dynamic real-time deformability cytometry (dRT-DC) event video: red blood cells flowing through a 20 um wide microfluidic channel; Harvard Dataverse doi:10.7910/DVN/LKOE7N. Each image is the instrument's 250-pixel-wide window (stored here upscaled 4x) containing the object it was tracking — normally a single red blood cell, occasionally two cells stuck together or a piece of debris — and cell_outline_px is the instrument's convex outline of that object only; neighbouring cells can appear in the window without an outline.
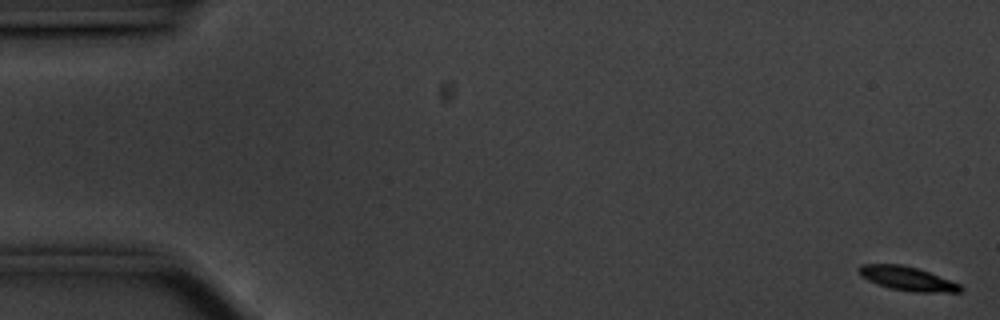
{"species": "common noctule bat (a hibernating species)", "species_latin": "Nyctalus noctula", "temperature_condition": "cold", "stored_images_in_passage": 57, "camera_frame_rate_fps": 3000, "um_per_image_px": 0.085, "animal": {"sex": "male", "body_mass_g": 20.1, "forearm_length_mm": 53.5}, "frame": {"image": 1, "passage_image": 1, "time_ms": 0.0, "image_size_px": [1000, 320], "cell_outline_px": [[964, 288], [960, 292], [912, 292], [892, 288], [868, 280], [860, 276], [856, 272], [856, 268], [860, 264], [900, 264], [916, 268], [928, 272], [960, 284]], "centroid_in_image_um": [77.08, 23.67], "position_along_channel_um": 7.9, "area_um2": 14.1}}
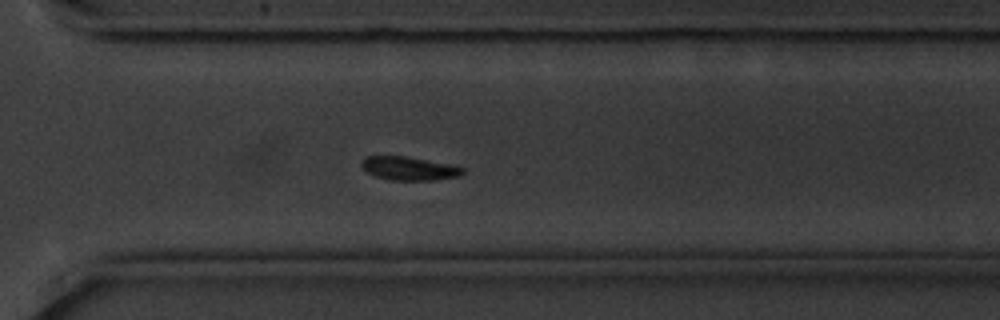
{"frame": {"image": 2, "passage_image": 41, "time_ms": 13.333, "image_size_px": [1000, 320], "cell_outline_px": [[464, 172], [460, 176], [432, 180], [392, 180], [376, 176], [368, 172], [360, 164], [368, 156], [404, 156], [448, 164], [464, 168]], "centroid_in_image_um": [34.79, 14.32], "position_along_channel_um": 335.8, "area_um2": 13.53}}
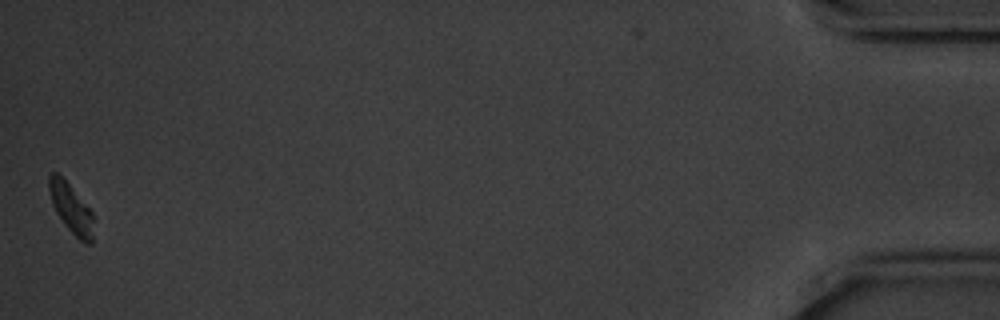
{"frame": {"image": 3, "passage_image": 57, "time_ms": 18.667, "image_size_px": [1000, 320], "cell_outline_px": [[96, 220], [92, 244], [84, 244], [64, 224], [56, 212], [52, 204], [48, 188], [48, 176], [52, 172], [56, 172], [68, 184], [92, 212]], "centroid_in_image_um": [6.08, 17.77], "position_along_channel_um": 429.1, "area_um2": 12.89}, "authors_computed_cell_mechanics": {"area_um2": 14.5078, "velocity_mm_per_s": 3.4931, "shape_relaxation_time_tau1_ms": 4.3762, "shape_relaxation_time_tau2_ms": null, "deformation_change_tau1": 0.2221, "deformation_change_tau2": null}}